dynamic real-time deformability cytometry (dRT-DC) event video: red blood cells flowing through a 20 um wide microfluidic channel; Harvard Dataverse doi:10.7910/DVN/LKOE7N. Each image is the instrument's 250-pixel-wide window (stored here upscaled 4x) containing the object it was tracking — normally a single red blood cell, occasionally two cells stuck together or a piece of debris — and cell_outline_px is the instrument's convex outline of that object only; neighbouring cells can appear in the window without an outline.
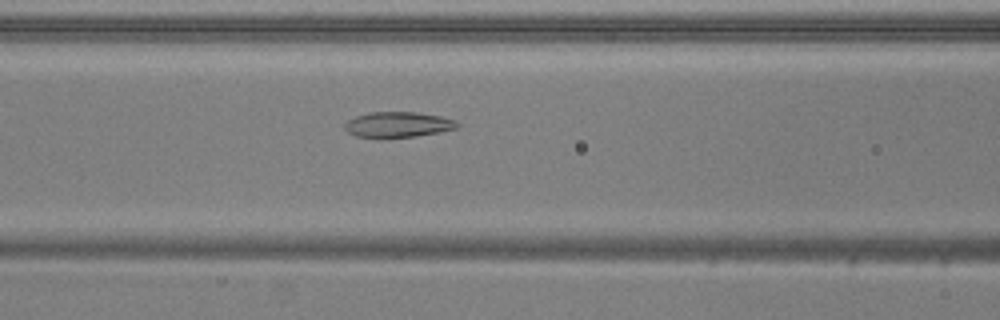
{"species": "common noctule bat (a hibernating species)", "species_latin": "Nyctalus noctula", "temperature_condition": "warm", "stored_images_in_passage": 51, "camera_frame_rate_fps": 3000, "um_per_image_px": 0.085, "animal": {"sex": "male", "body_mass_g": 20.5, "forearm_length_mm": 52.5}, "frame": {"image": 1, "passage_image": 20, "time_ms": 6.333, "image_size_px": [1000, 320], "cell_outline_px": [[460, 128], [440, 132], [416, 136], [380, 140], [356, 136], [348, 132], [344, 128], [344, 124], [348, 120], [356, 116], [368, 112], [416, 112], [440, 116], [456, 120], [460, 124]], "centroid_in_image_um": [33.82, 10.62], "position_along_channel_um": 132.8, "area_um2": 17.34}}
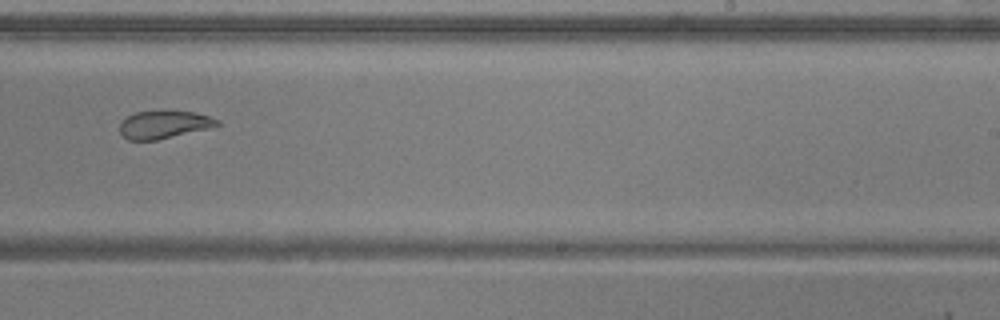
{"frame": {"image": 2, "passage_image": 31, "time_ms": 10.0, "image_size_px": [1000, 320], "cell_outline_px": [[220, 124], [212, 128], [156, 140], [128, 140], [120, 132], [120, 124], [128, 116], [136, 112], [192, 112], [208, 116], [220, 120]], "centroid_in_image_um": [13.97, 10.61], "position_along_channel_um": 275.0, "area_um2": 15.43}}
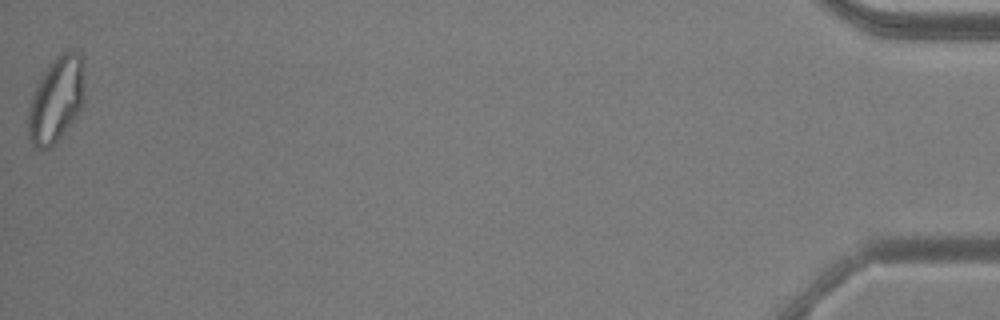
{"frame": {"image": 3, "passage_image": 51, "time_ms": 16.667, "image_size_px": [1000, 320], "cell_outline_px": [[84, 100], [80, 112], [60, 136], [48, 148], [36, 148], [28, 140], [28, 104], [48, 64], [60, 52], [80, 52], [84, 96]], "centroid_in_image_um": [4.75, 8.48], "position_along_channel_um": 430.4, "area_um2": 27.63}, "authors_computed_cell_mechanics": {"area_um2": 21.097, "velocity_mm_per_s": 3.8811, "shape_relaxation_time_tau1_ms": null, "shape_relaxation_time_tau2_ms": 1.78, "deformation_change_tau1": null, "deformation_change_tau2": 0.0735}}